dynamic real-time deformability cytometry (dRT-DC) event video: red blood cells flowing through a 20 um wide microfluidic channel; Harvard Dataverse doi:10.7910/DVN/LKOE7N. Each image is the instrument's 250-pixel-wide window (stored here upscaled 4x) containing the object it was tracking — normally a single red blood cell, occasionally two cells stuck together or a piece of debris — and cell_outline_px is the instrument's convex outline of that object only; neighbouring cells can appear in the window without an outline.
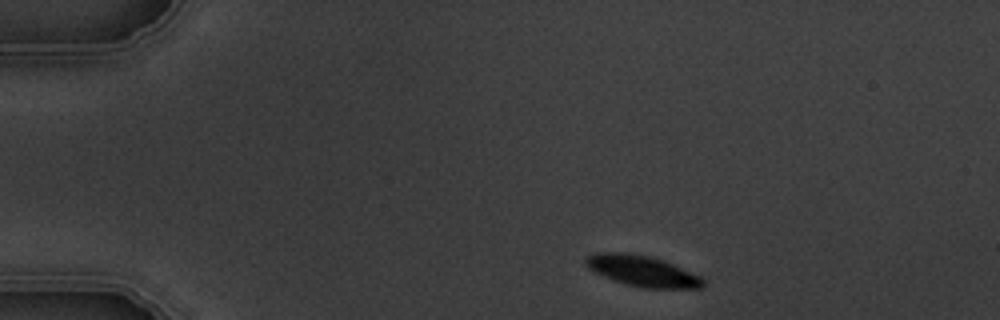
{"species": "common noctule bat (a hibernating species)", "species_latin": "Nyctalus noctula", "temperature_condition": "warm", "stored_images_in_passage": 3, "camera_frame_rate_fps": 3000, "um_per_image_px": 0.085, "animal": {"sex": "male", "body_mass_g": 19.5, "forearm_length_mm": 54.6}, "frame": {"image": 1, "passage_image": 1, "time_ms": 0.0, "image_size_px": [1000, 320], "cell_outline_px": [[704, 288], [640, 288], [624, 284], [612, 280], [588, 268], [584, 264], [584, 260], [588, 256], [596, 252], [628, 252], [652, 256], [672, 264], [700, 276], [704, 280]], "centroid_in_image_um": [54.57, 23.03], "position_along_channel_um": 30.4, "area_um2": 21.21}}